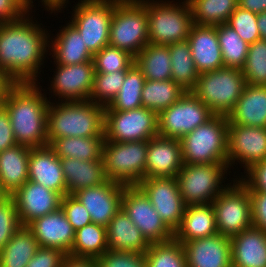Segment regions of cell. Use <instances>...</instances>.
I'll list each match as a JSON object with an SVG mask.
<instances>
[{"label": "cell", "mask_w": 266, "mask_h": 267, "mask_svg": "<svg viewBox=\"0 0 266 267\" xmlns=\"http://www.w3.org/2000/svg\"><path fill=\"white\" fill-rule=\"evenodd\" d=\"M26 16L0 23V69L15 83H36L50 42L49 33Z\"/></svg>", "instance_id": "1"}, {"label": "cell", "mask_w": 266, "mask_h": 267, "mask_svg": "<svg viewBox=\"0 0 266 267\" xmlns=\"http://www.w3.org/2000/svg\"><path fill=\"white\" fill-rule=\"evenodd\" d=\"M37 86V83H15L3 102L17 144L31 148L48 145L47 110L50 102Z\"/></svg>", "instance_id": "2"}, {"label": "cell", "mask_w": 266, "mask_h": 267, "mask_svg": "<svg viewBox=\"0 0 266 267\" xmlns=\"http://www.w3.org/2000/svg\"><path fill=\"white\" fill-rule=\"evenodd\" d=\"M54 104L47 110L48 145L63 137L104 136V106L90 100Z\"/></svg>", "instance_id": "3"}, {"label": "cell", "mask_w": 266, "mask_h": 267, "mask_svg": "<svg viewBox=\"0 0 266 267\" xmlns=\"http://www.w3.org/2000/svg\"><path fill=\"white\" fill-rule=\"evenodd\" d=\"M227 140V116L214 115L180 139L183 164L227 165Z\"/></svg>", "instance_id": "4"}, {"label": "cell", "mask_w": 266, "mask_h": 267, "mask_svg": "<svg viewBox=\"0 0 266 267\" xmlns=\"http://www.w3.org/2000/svg\"><path fill=\"white\" fill-rule=\"evenodd\" d=\"M145 0H114L109 45L134 57L149 43Z\"/></svg>", "instance_id": "5"}, {"label": "cell", "mask_w": 266, "mask_h": 267, "mask_svg": "<svg viewBox=\"0 0 266 267\" xmlns=\"http://www.w3.org/2000/svg\"><path fill=\"white\" fill-rule=\"evenodd\" d=\"M246 85L241 69L223 67L199 74L191 91L215 115L227 116L235 107Z\"/></svg>", "instance_id": "6"}, {"label": "cell", "mask_w": 266, "mask_h": 267, "mask_svg": "<svg viewBox=\"0 0 266 267\" xmlns=\"http://www.w3.org/2000/svg\"><path fill=\"white\" fill-rule=\"evenodd\" d=\"M148 140L116 142L104 139L103 167L108 180L124 186H137L145 179Z\"/></svg>", "instance_id": "7"}, {"label": "cell", "mask_w": 266, "mask_h": 267, "mask_svg": "<svg viewBox=\"0 0 266 267\" xmlns=\"http://www.w3.org/2000/svg\"><path fill=\"white\" fill-rule=\"evenodd\" d=\"M150 1L146 0L149 43L170 45L186 41L193 24L188 1L185 0L179 5L172 4L173 1Z\"/></svg>", "instance_id": "8"}, {"label": "cell", "mask_w": 266, "mask_h": 267, "mask_svg": "<svg viewBox=\"0 0 266 267\" xmlns=\"http://www.w3.org/2000/svg\"><path fill=\"white\" fill-rule=\"evenodd\" d=\"M227 170L225 163L183 164L176 179L185 205L212 203L226 188L221 181Z\"/></svg>", "instance_id": "9"}, {"label": "cell", "mask_w": 266, "mask_h": 267, "mask_svg": "<svg viewBox=\"0 0 266 267\" xmlns=\"http://www.w3.org/2000/svg\"><path fill=\"white\" fill-rule=\"evenodd\" d=\"M217 233L231 238L252 227L251 199L248 188L239 180L212 201Z\"/></svg>", "instance_id": "10"}, {"label": "cell", "mask_w": 266, "mask_h": 267, "mask_svg": "<svg viewBox=\"0 0 266 267\" xmlns=\"http://www.w3.org/2000/svg\"><path fill=\"white\" fill-rule=\"evenodd\" d=\"M73 11L70 23L78 30L92 55L109 45L114 0H81Z\"/></svg>", "instance_id": "11"}, {"label": "cell", "mask_w": 266, "mask_h": 267, "mask_svg": "<svg viewBox=\"0 0 266 267\" xmlns=\"http://www.w3.org/2000/svg\"><path fill=\"white\" fill-rule=\"evenodd\" d=\"M215 114L191 91L157 114L158 135L181 139Z\"/></svg>", "instance_id": "12"}, {"label": "cell", "mask_w": 266, "mask_h": 267, "mask_svg": "<svg viewBox=\"0 0 266 267\" xmlns=\"http://www.w3.org/2000/svg\"><path fill=\"white\" fill-rule=\"evenodd\" d=\"M157 135V113L153 110L145 107L128 111L105 110L104 138L107 141H143Z\"/></svg>", "instance_id": "13"}, {"label": "cell", "mask_w": 266, "mask_h": 267, "mask_svg": "<svg viewBox=\"0 0 266 267\" xmlns=\"http://www.w3.org/2000/svg\"><path fill=\"white\" fill-rule=\"evenodd\" d=\"M121 208L149 243L165 242L174 233L164 224L149 198L138 186H125Z\"/></svg>", "instance_id": "14"}, {"label": "cell", "mask_w": 266, "mask_h": 267, "mask_svg": "<svg viewBox=\"0 0 266 267\" xmlns=\"http://www.w3.org/2000/svg\"><path fill=\"white\" fill-rule=\"evenodd\" d=\"M149 198L164 224L174 233L181 224L185 203L176 177H151L137 185Z\"/></svg>", "instance_id": "15"}, {"label": "cell", "mask_w": 266, "mask_h": 267, "mask_svg": "<svg viewBox=\"0 0 266 267\" xmlns=\"http://www.w3.org/2000/svg\"><path fill=\"white\" fill-rule=\"evenodd\" d=\"M236 160L245 164V170L266 160V128L228 124V168Z\"/></svg>", "instance_id": "16"}, {"label": "cell", "mask_w": 266, "mask_h": 267, "mask_svg": "<svg viewBox=\"0 0 266 267\" xmlns=\"http://www.w3.org/2000/svg\"><path fill=\"white\" fill-rule=\"evenodd\" d=\"M56 65L57 71L50 86L53 94L62 98V102L89 100L95 76L93 60L74 65Z\"/></svg>", "instance_id": "17"}, {"label": "cell", "mask_w": 266, "mask_h": 267, "mask_svg": "<svg viewBox=\"0 0 266 267\" xmlns=\"http://www.w3.org/2000/svg\"><path fill=\"white\" fill-rule=\"evenodd\" d=\"M124 185L107 180L99 186L86 187L73 195L85 206L92 223L107 227L121 208Z\"/></svg>", "instance_id": "18"}, {"label": "cell", "mask_w": 266, "mask_h": 267, "mask_svg": "<svg viewBox=\"0 0 266 267\" xmlns=\"http://www.w3.org/2000/svg\"><path fill=\"white\" fill-rule=\"evenodd\" d=\"M11 196L23 226L61 207L62 196L59 193L29 180Z\"/></svg>", "instance_id": "19"}, {"label": "cell", "mask_w": 266, "mask_h": 267, "mask_svg": "<svg viewBox=\"0 0 266 267\" xmlns=\"http://www.w3.org/2000/svg\"><path fill=\"white\" fill-rule=\"evenodd\" d=\"M187 267H232L230 238L221 234L181 243Z\"/></svg>", "instance_id": "20"}, {"label": "cell", "mask_w": 266, "mask_h": 267, "mask_svg": "<svg viewBox=\"0 0 266 267\" xmlns=\"http://www.w3.org/2000/svg\"><path fill=\"white\" fill-rule=\"evenodd\" d=\"M27 227L32 231L38 245L56 248L69 255L75 240V230L61 207L43 217L36 218Z\"/></svg>", "instance_id": "21"}, {"label": "cell", "mask_w": 266, "mask_h": 267, "mask_svg": "<svg viewBox=\"0 0 266 267\" xmlns=\"http://www.w3.org/2000/svg\"><path fill=\"white\" fill-rule=\"evenodd\" d=\"M182 165L180 139L157 135L148 140L145 178L176 177Z\"/></svg>", "instance_id": "22"}, {"label": "cell", "mask_w": 266, "mask_h": 267, "mask_svg": "<svg viewBox=\"0 0 266 267\" xmlns=\"http://www.w3.org/2000/svg\"><path fill=\"white\" fill-rule=\"evenodd\" d=\"M28 180L43 185L62 197L67 194L60 158L49 145L30 149Z\"/></svg>", "instance_id": "23"}, {"label": "cell", "mask_w": 266, "mask_h": 267, "mask_svg": "<svg viewBox=\"0 0 266 267\" xmlns=\"http://www.w3.org/2000/svg\"><path fill=\"white\" fill-rule=\"evenodd\" d=\"M187 41L199 74L224 67L217 26L192 24Z\"/></svg>", "instance_id": "24"}, {"label": "cell", "mask_w": 266, "mask_h": 267, "mask_svg": "<svg viewBox=\"0 0 266 267\" xmlns=\"http://www.w3.org/2000/svg\"><path fill=\"white\" fill-rule=\"evenodd\" d=\"M232 267H266V232L250 227L230 238Z\"/></svg>", "instance_id": "25"}, {"label": "cell", "mask_w": 266, "mask_h": 267, "mask_svg": "<svg viewBox=\"0 0 266 267\" xmlns=\"http://www.w3.org/2000/svg\"><path fill=\"white\" fill-rule=\"evenodd\" d=\"M227 118L228 124L266 128V86L246 84Z\"/></svg>", "instance_id": "26"}, {"label": "cell", "mask_w": 266, "mask_h": 267, "mask_svg": "<svg viewBox=\"0 0 266 267\" xmlns=\"http://www.w3.org/2000/svg\"><path fill=\"white\" fill-rule=\"evenodd\" d=\"M106 232L108 249L112 251L145 254L150 246L140 229L131 221L122 208L110 220L106 227Z\"/></svg>", "instance_id": "27"}, {"label": "cell", "mask_w": 266, "mask_h": 267, "mask_svg": "<svg viewBox=\"0 0 266 267\" xmlns=\"http://www.w3.org/2000/svg\"><path fill=\"white\" fill-rule=\"evenodd\" d=\"M67 194L73 195L86 187L99 186L108 179L103 160L83 161L74 158H60Z\"/></svg>", "instance_id": "28"}, {"label": "cell", "mask_w": 266, "mask_h": 267, "mask_svg": "<svg viewBox=\"0 0 266 267\" xmlns=\"http://www.w3.org/2000/svg\"><path fill=\"white\" fill-rule=\"evenodd\" d=\"M217 234L215 213L212 203L187 205L174 238L180 243Z\"/></svg>", "instance_id": "29"}, {"label": "cell", "mask_w": 266, "mask_h": 267, "mask_svg": "<svg viewBox=\"0 0 266 267\" xmlns=\"http://www.w3.org/2000/svg\"><path fill=\"white\" fill-rule=\"evenodd\" d=\"M31 147L16 144L0 152V183L8 196L28 181V159Z\"/></svg>", "instance_id": "30"}, {"label": "cell", "mask_w": 266, "mask_h": 267, "mask_svg": "<svg viewBox=\"0 0 266 267\" xmlns=\"http://www.w3.org/2000/svg\"><path fill=\"white\" fill-rule=\"evenodd\" d=\"M52 57L55 64L74 65L92 61L93 55L88 51L86 44L78 30L69 22L51 40Z\"/></svg>", "instance_id": "31"}, {"label": "cell", "mask_w": 266, "mask_h": 267, "mask_svg": "<svg viewBox=\"0 0 266 267\" xmlns=\"http://www.w3.org/2000/svg\"><path fill=\"white\" fill-rule=\"evenodd\" d=\"M134 64L146 80H170L171 60L168 45L148 43L134 57Z\"/></svg>", "instance_id": "32"}, {"label": "cell", "mask_w": 266, "mask_h": 267, "mask_svg": "<svg viewBox=\"0 0 266 267\" xmlns=\"http://www.w3.org/2000/svg\"><path fill=\"white\" fill-rule=\"evenodd\" d=\"M38 248L32 231L22 225L0 251V267H26Z\"/></svg>", "instance_id": "33"}, {"label": "cell", "mask_w": 266, "mask_h": 267, "mask_svg": "<svg viewBox=\"0 0 266 267\" xmlns=\"http://www.w3.org/2000/svg\"><path fill=\"white\" fill-rule=\"evenodd\" d=\"M104 136L63 137L49 146L59 158H74L83 161L101 159Z\"/></svg>", "instance_id": "34"}, {"label": "cell", "mask_w": 266, "mask_h": 267, "mask_svg": "<svg viewBox=\"0 0 266 267\" xmlns=\"http://www.w3.org/2000/svg\"><path fill=\"white\" fill-rule=\"evenodd\" d=\"M171 60V79L186 91H192L197 85L199 73L192 59L189 42H177L168 45Z\"/></svg>", "instance_id": "35"}, {"label": "cell", "mask_w": 266, "mask_h": 267, "mask_svg": "<svg viewBox=\"0 0 266 267\" xmlns=\"http://www.w3.org/2000/svg\"><path fill=\"white\" fill-rule=\"evenodd\" d=\"M186 90L172 79L156 81L145 80L142 93V107L155 111L157 114L178 101Z\"/></svg>", "instance_id": "36"}, {"label": "cell", "mask_w": 266, "mask_h": 267, "mask_svg": "<svg viewBox=\"0 0 266 267\" xmlns=\"http://www.w3.org/2000/svg\"><path fill=\"white\" fill-rule=\"evenodd\" d=\"M108 250L106 227L90 223L75 231L70 256L97 259Z\"/></svg>", "instance_id": "37"}, {"label": "cell", "mask_w": 266, "mask_h": 267, "mask_svg": "<svg viewBox=\"0 0 266 267\" xmlns=\"http://www.w3.org/2000/svg\"><path fill=\"white\" fill-rule=\"evenodd\" d=\"M196 25L217 26L226 23L238 6L237 0H187Z\"/></svg>", "instance_id": "38"}, {"label": "cell", "mask_w": 266, "mask_h": 267, "mask_svg": "<svg viewBox=\"0 0 266 267\" xmlns=\"http://www.w3.org/2000/svg\"><path fill=\"white\" fill-rule=\"evenodd\" d=\"M145 80L142 72L133 64L127 70L116 97L105 107V110L128 111L142 107L141 93Z\"/></svg>", "instance_id": "39"}, {"label": "cell", "mask_w": 266, "mask_h": 267, "mask_svg": "<svg viewBox=\"0 0 266 267\" xmlns=\"http://www.w3.org/2000/svg\"><path fill=\"white\" fill-rule=\"evenodd\" d=\"M217 37L224 67L242 69L246 62L249 44L226 23L217 25Z\"/></svg>", "instance_id": "40"}, {"label": "cell", "mask_w": 266, "mask_h": 267, "mask_svg": "<svg viewBox=\"0 0 266 267\" xmlns=\"http://www.w3.org/2000/svg\"><path fill=\"white\" fill-rule=\"evenodd\" d=\"M145 258L147 267H187L184 248L175 238L150 243Z\"/></svg>", "instance_id": "41"}, {"label": "cell", "mask_w": 266, "mask_h": 267, "mask_svg": "<svg viewBox=\"0 0 266 267\" xmlns=\"http://www.w3.org/2000/svg\"><path fill=\"white\" fill-rule=\"evenodd\" d=\"M241 70L246 84L266 86V40L249 44L246 62Z\"/></svg>", "instance_id": "42"}, {"label": "cell", "mask_w": 266, "mask_h": 267, "mask_svg": "<svg viewBox=\"0 0 266 267\" xmlns=\"http://www.w3.org/2000/svg\"><path fill=\"white\" fill-rule=\"evenodd\" d=\"M95 72L111 73L127 71L134 64V56L128 51L106 45L93 55Z\"/></svg>", "instance_id": "43"}, {"label": "cell", "mask_w": 266, "mask_h": 267, "mask_svg": "<svg viewBox=\"0 0 266 267\" xmlns=\"http://www.w3.org/2000/svg\"><path fill=\"white\" fill-rule=\"evenodd\" d=\"M126 73L127 71L95 72L93 89L89 100L104 107L108 106L122 87Z\"/></svg>", "instance_id": "44"}, {"label": "cell", "mask_w": 266, "mask_h": 267, "mask_svg": "<svg viewBox=\"0 0 266 267\" xmlns=\"http://www.w3.org/2000/svg\"><path fill=\"white\" fill-rule=\"evenodd\" d=\"M226 24L232 27L248 44H252L261 39L259 29L257 28L256 13L237 6Z\"/></svg>", "instance_id": "45"}, {"label": "cell", "mask_w": 266, "mask_h": 267, "mask_svg": "<svg viewBox=\"0 0 266 267\" xmlns=\"http://www.w3.org/2000/svg\"><path fill=\"white\" fill-rule=\"evenodd\" d=\"M21 226L15 200L7 196L0 201V251Z\"/></svg>", "instance_id": "46"}, {"label": "cell", "mask_w": 266, "mask_h": 267, "mask_svg": "<svg viewBox=\"0 0 266 267\" xmlns=\"http://www.w3.org/2000/svg\"><path fill=\"white\" fill-rule=\"evenodd\" d=\"M98 267H147L145 254L107 250L96 259Z\"/></svg>", "instance_id": "47"}, {"label": "cell", "mask_w": 266, "mask_h": 267, "mask_svg": "<svg viewBox=\"0 0 266 267\" xmlns=\"http://www.w3.org/2000/svg\"><path fill=\"white\" fill-rule=\"evenodd\" d=\"M61 209L75 231L92 223L89 212L74 195L66 194L62 197Z\"/></svg>", "instance_id": "48"}, {"label": "cell", "mask_w": 266, "mask_h": 267, "mask_svg": "<svg viewBox=\"0 0 266 267\" xmlns=\"http://www.w3.org/2000/svg\"><path fill=\"white\" fill-rule=\"evenodd\" d=\"M66 257L59 249L39 246L26 267H61Z\"/></svg>", "instance_id": "49"}, {"label": "cell", "mask_w": 266, "mask_h": 267, "mask_svg": "<svg viewBox=\"0 0 266 267\" xmlns=\"http://www.w3.org/2000/svg\"><path fill=\"white\" fill-rule=\"evenodd\" d=\"M247 175L240 180L248 191L266 192V160L253 164L248 170Z\"/></svg>", "instance_id": "50"}, {"label": "cell", "mask_w": 266, "mask_h": 267, "mask_svg": "<svg viewBox=\"0 0 266 267\" xmlns=\"http://www.w3.org/2000/svg\"><path fill=\"white\" fill-rule=\"evenodd\" d=\"M252 226L266 232V192L249 191Z\"/></svg>", "instance_id": "51"}, {"label": "cell", "mask_w": 266, "mask_h": 267, "mask_svg": "<svg viewBox=\"0 0 266 267\" xmlns=\"http://www.w3.org/2000/svg\"><path fill=\"white\" fill-rule=\"evenodd\" d=\"M16 144L17 141L11 127L9 113L2 105L0 106V152Z\"/></svg>", "instance_id": "52"}, {"label": "cell", "mask_w": 266, "mask_h": 267, "mask_svg": "<svg viewBox=\"0 0 266 267\" xmlns=\"http://www.w3.org/2000/svg\"><path fill=\"white\" fill-rule=\"evenodd\" d=\"M28 13L17 0H0V23L15 22Z\"/></svg>", "instance_id": "53"}, {"label": "cell", "mask_w": 266, "mask_h": 267, "mask_svg": "<svg viewBox=\"0 0 266 267\" xmlns=\"http://www.w3.org/2000/svg\"><path fill=\"white\" fill-rule=\"evenodd\" d=\"M61 267H98L96 259L78 258L67 255Z\"/></svg>", "instance_id": "54"}, {"label": "cell", "mask_w": 266, "mask_h": 267, "mask_svg": "<svg viewBox=\"0 0 266 267\" xmlns=\"http://www.w3.org/2000/svg\"><path fill=\"white\" fill-rule=\"evenodd\" d=\"M238 6L251 11L253 13L259 14L266 11V0H237Z\"/></svg>", "instance_id": "55"}, {"label": "cell", "mask_w": 266, "mask_h": 267, "mask_svg": "<svg viewBox=\"0 0 266 267\" xmlns=\"http://www.w3.org/2000/svg\"><path fill=\"white\" fill-rule=\"evenodd\" d=\"M15 84V82L0 69V106L5 101L7 92Z\"/></svg>", "instance_id": "56"}, {"label": "cell", "mask_w": 266, "mask_h": 267, "mask_svg": "<svg viewBox=\"0 0 266 267\" xmlns=\"http://www.w3.org/2000/svg\"><path fill=\"white\" fill-rule=\"evenodd\" d=\"M257 28L262 40H266V11L257 14Z\"/></svg>", "instance_id": "57"}, {"label": "cell", "mask_w": 266, "mask_h": 267, "mask_svg": "<svg viewBox=\"0 0 266 267\" xmlns=\"http://www.w3.org/2000/svg\"><path fill=\"white\" fill-rule=\"evenodd\" d=\"M66 1L68 2V0H42L46 9L51 10V12L62 10L61 8H63Z\"/></svg>", "instance_id": "58"}, {"label": "cell", "mask_w": 266, "mask_h": 267, "mask_svg": "<svg viewBox=\"0 0 266 267\" xmlns=\"http://www.w3.org/2000/svg\"><path fill=\"white\" fill-rule=\"evenodd\" d=\"M28 12H30L29 10L34 6L33 4V0H17Z\"/></svg>", "instance_id": "59"}, {"label": "cell", "mask_w": 266, "mask_h": 267, "mask_svg": "<svg viewBox=\"0 0 266 267\" xmlns=\"http://www.w3.org/2000/svg\"><path fill=\"white\" fill-rule=\"evenodd\" d=\"M7 196H8L7 193L4 191V189H3V187L1 186V183H0V201H2Z\"/></svg>", "instance_id": "60"}]
</instances>
